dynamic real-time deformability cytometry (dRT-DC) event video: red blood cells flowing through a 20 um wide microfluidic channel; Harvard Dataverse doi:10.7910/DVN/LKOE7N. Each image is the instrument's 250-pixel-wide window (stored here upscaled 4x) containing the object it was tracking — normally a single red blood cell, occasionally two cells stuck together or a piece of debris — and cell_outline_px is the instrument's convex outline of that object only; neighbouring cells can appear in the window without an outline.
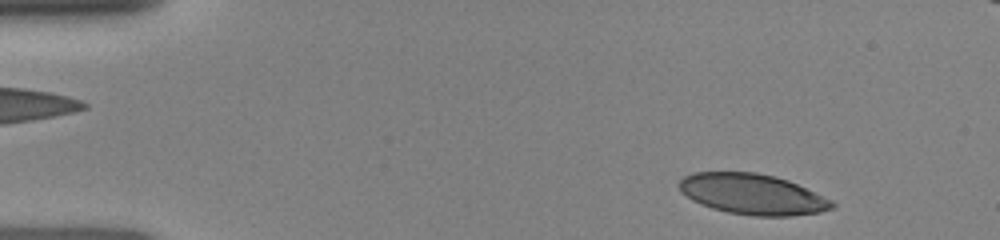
{"species": "human", "species_latin": "Homo sapiens", "temperature_condition": "room temperature", "stored_images_in_passage": 64, "camera_frame_rate_fps": 3000, "um_per_image_px": 0.085, "donor": {"sex": "female"}, "frame": {"image": 1, "passage_image": 3, "time_ms": 0.667, "image_size_px": [1000, 240], "cell_outline_px": [[836, 204], [832, 208], [820, 212], [788, 216], [752, 216], [728, 212], [712, 208], [700, 204], [692, 200], [680, 192], [676, 184], [684, 176], [692, 172], [756, 172], [776, 176], [788, 180], [832, 200]], "centroid_in_image_um": [63.91, 16.5], "position_along_channel_um": 21.1, "area_um2": 36.36}}
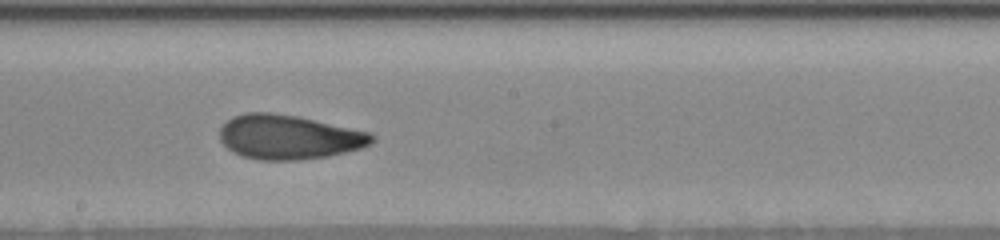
{"frame": {"image": 2, "passage_image": 35, "time_ms": 7.667, "image_size_px": [1000, 240], "cell_outline_px": [[376, 140], [372, 144], [360, 148], [328, 156], [300, 160], [260, 160], [244, 156], [232, 152], [220, 140], [220, 128], [232, 116], [244, 112], [272, 112], [296, 116], [368, 132]], "centroid_in_image_um": [24.51, 11.65], "position_along_channel_um": 223.7, "area_um2": 39.13}}
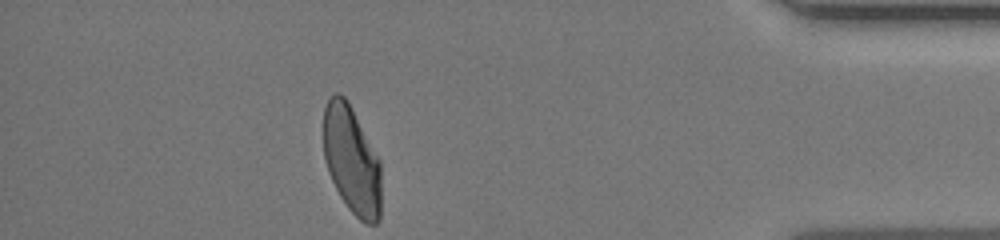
{"frame": {"image": 3, "passage_image": 64, "time_ms": 13.0, "image_size_px": [1000, 240], "cell_outline_px": [[380, 220], [376, 224], [364, 224], [348, 208], [340, 196], [328, 172], [324, 160], [324, 108], [328, 100], [336, 92], [340, 92], [348, 100], [380, 160]], "centroid_in_image_um": [29.89, 13.62], "position_along_channel_um": 405.3, "area_um2": 36.41}}